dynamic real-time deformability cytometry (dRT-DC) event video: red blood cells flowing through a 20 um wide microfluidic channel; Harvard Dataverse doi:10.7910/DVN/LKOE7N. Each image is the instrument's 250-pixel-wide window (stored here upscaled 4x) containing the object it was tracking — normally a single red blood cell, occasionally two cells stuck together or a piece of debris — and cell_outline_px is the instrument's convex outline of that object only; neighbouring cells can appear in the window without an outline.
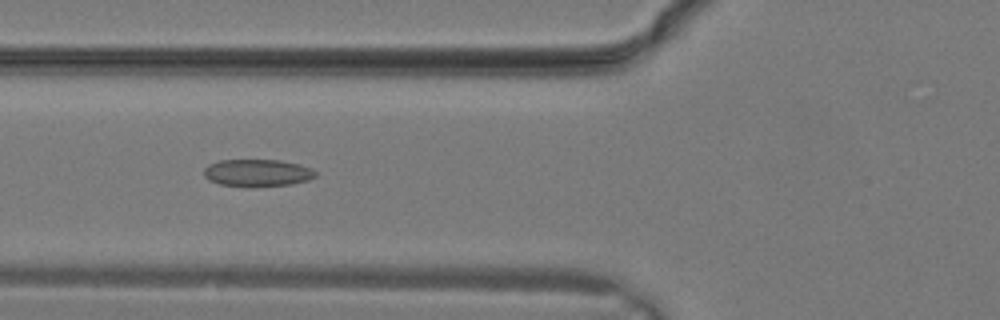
{"species": "common noctule bat (a hibernating species)", "species_latin": "Nyctalus noctula", "temperature_condition": "warm", "stored_images_in_passage": 10, "camera_frame_rate_fps": 3000, "um_per_image_px": 0.085, "animal": {"sex": "male", "body_mass_g": 19.2, "forearm_length_mm": 51.8}, "frame": {"image": 1, "passage_image": 3, "time_ms": 0.667, "image_size_px": [1000, 320], "cell_outline_px": [[316, 176], [308, 180], [292, 184], [220, 184], [208, 180], [204, 176], [204, 168], [208, 164], [220, 160], [280, 160], [312, 168], [316, 172]], "centroid_in_image_um": [21.87, 14.65], "position_along_channel_um": 103.9, "area_um2": 16.94}}
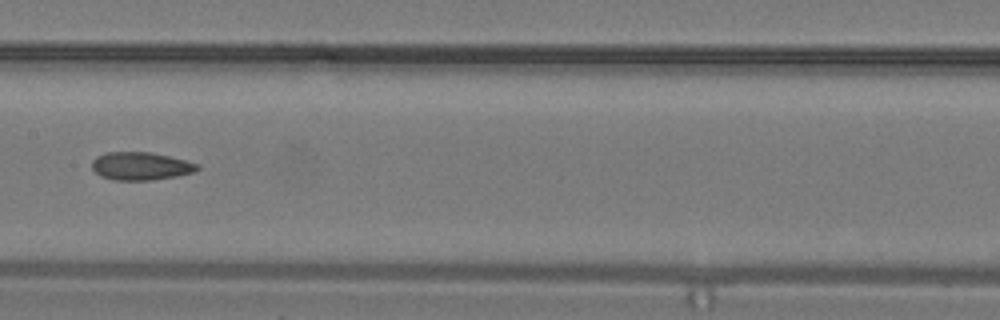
{"frame": {"image": 2, "passage_image": 7, "time_ms": 2.0, "image_size_px": [1000, 320], "cell_outline_px": [[200, 168], [192, 172], [176, 176], [152, 180], [112, 180], [100, 176], [92, 168], [92, 160], [96, 156], [108, 152], [148, 152], [168, 156], [200, 164]], "centroid_in_image_um": [11.94, 14.12], "position_along_channel_um": 195.5, "area_um2": 17.11}}
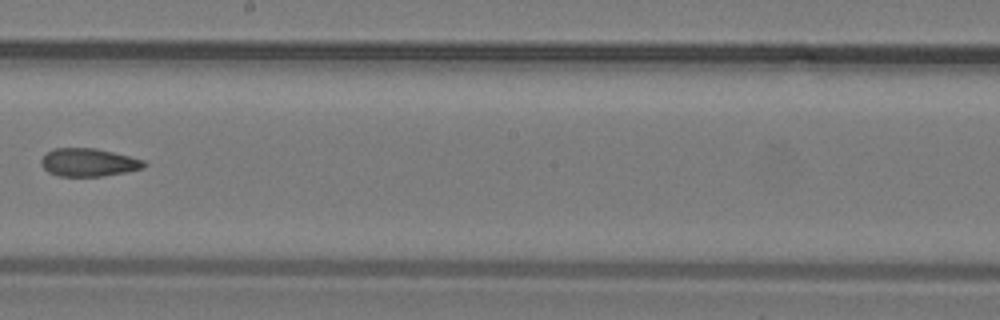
{"frame": {"image": 3, "passage_image": 9, "time_ms": 2.667, "image_size_px": [1000, 320], "cell_outline_px": [[148, 164], [144, 168], [124, 172], [100, 176], [60, 176], [48, 172], [40, 164], [40, 160], [44, 152], [52, 148], [96, 148], [144, 160]], "centroid_in_image_um": [7.48, 13.79], "position_along_channel_um": 240.7, "area_um2": 16.88}}